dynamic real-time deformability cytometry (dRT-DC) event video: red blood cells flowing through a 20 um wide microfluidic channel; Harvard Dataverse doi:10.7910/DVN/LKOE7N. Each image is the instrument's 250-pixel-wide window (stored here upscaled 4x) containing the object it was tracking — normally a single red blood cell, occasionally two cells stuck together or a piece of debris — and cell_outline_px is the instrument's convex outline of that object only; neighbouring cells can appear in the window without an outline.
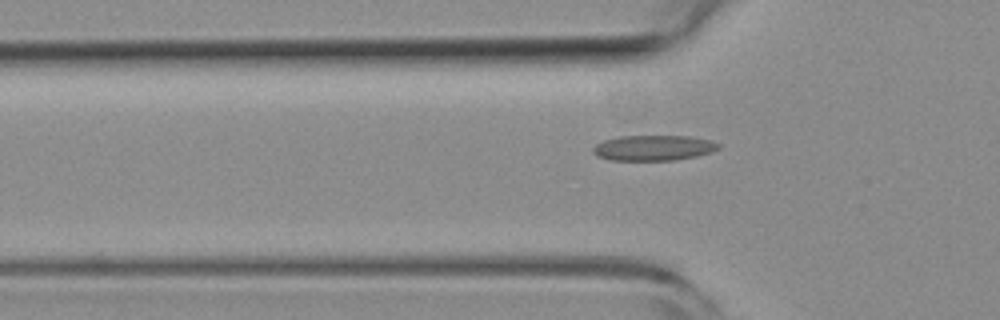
{"species": "common noctule bat (a hibernating species)", "species_latin": "Nyctalus noctula", "temperature_condition": "room temperature", "stored_images_in_passage": 36, "camera_frame_rate_fps": 3000, "um_per_image_px": 0.085, "animal": {"sex": "female", "body_mass_g": 19.3, "forearm_length_mm": 54.1}, "frame": {"image": 1, "passage_image": 2, "time_ms": 0.333, "image_size_px": [1000, 320], "cell_outline_px": [[720, 148], [712, 152], [696, 156], [676, 160], [608, 160], [596, 156], [592, 152], [592, 148], [596, 144], [604, 140], [620, 136], [688, 136], [712, 140], [720, 144]], "centroid_in_image_um": [55.55, 12.57], "position_along_channel_um": 70.3, "area_um2": 18.73}}
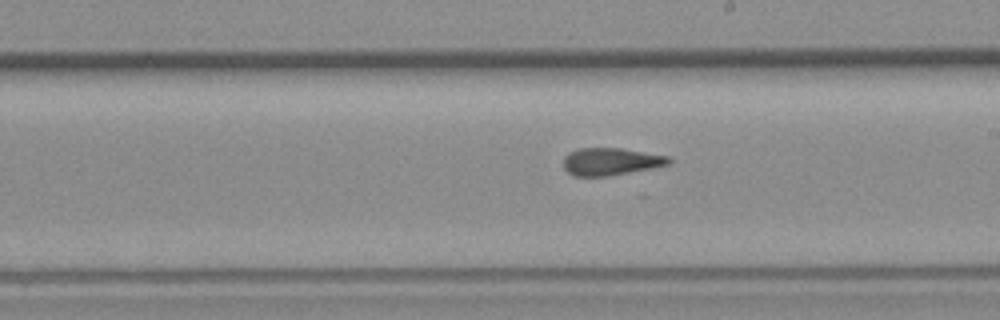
{"frame": {"image": 2, "passage_image": 15, "time_ms": 4.667, "image_size_px": [1000, 320], "cell_outline_px": [[672, 160], [668, 164], [652, 168], [608, 176], [572, 176], [564, 168], [564, 156], [568, 152], [580, 148], [620, 148], [668, 156]], "centroid_in_image_um": [51.88, 13.73], "position_along_channel_um": 237.1, "area_um2": 16.76}}
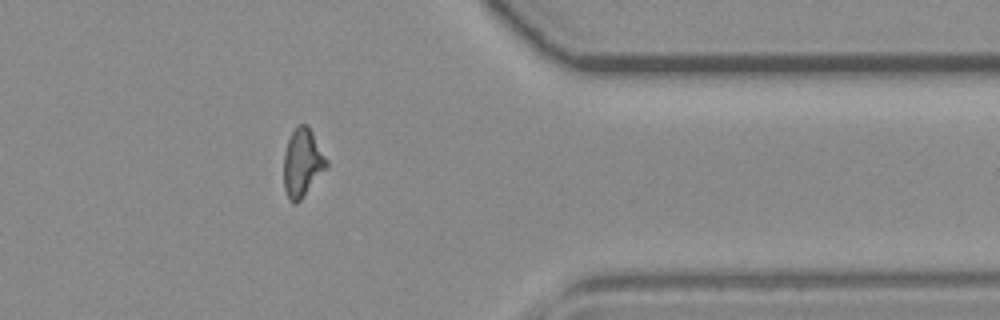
{"frame": {"image": 3, "passage_image": 28, "time_ms": 9.0, "image_size_px": [1000, 320], "cell_outline_px": [[328, 168], [300, 200], [296, 204], [292, 204], [288, 200], [284, 188], [284, 152], [288, 140], [296, 124], [308, 124], [328, 160]], "centroid_in_image_um": [25.71, 13.84], "position_along_channel_um": 385.7, "area_um2": 17.28}, "authors_computed_cell_mechanics": {"area_um2": 17.2244, "velocity_mm_per_s": 3.8406, "shape_relaxation_time_tau1_ms": null, "shape_relaxation_time_tau2_ms": 1.6922, "deformation_change_tau1": null, "deformation_change_tau2": 0.0749}}